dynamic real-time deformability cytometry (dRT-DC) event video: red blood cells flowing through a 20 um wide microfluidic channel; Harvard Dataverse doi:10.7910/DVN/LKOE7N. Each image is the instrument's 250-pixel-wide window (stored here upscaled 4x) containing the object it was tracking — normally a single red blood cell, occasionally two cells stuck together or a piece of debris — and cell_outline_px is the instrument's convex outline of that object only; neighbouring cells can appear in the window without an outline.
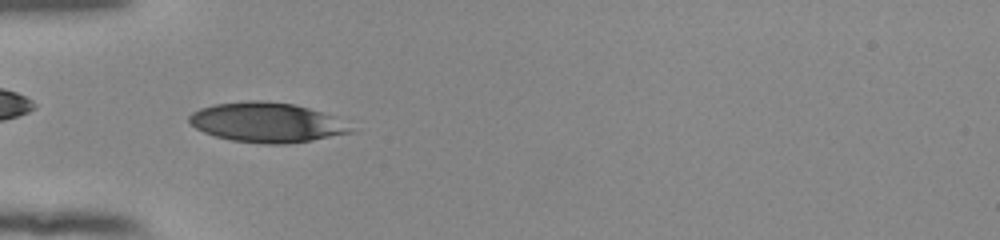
{"species": "human", "species_latin": "Homo sapiens", "temperature_condition": "room temperature", "stored_images_in_passage": 54, "camera_frame_rate_fps": 3000, "um_per_image_px": 0.085, "donor": {"sex": "female"}, "frame": {"image": 1, "passage_image": 18, "time_ms": 5.667, "image_size_px": [1000, 240], "cell_outline_px": [[356, 132], [312, 140], [284, 144], [264, 144], [232, 140], [216, 136], [204, 132], [196, 128], [188, 120], [188, 116], [192, 112], [200, 108], [216, 104], [248, 100], [260, 100], [292, 104], [308, 108], [332, 116], [352, 128]], "centroid_in_image_um": [22.65, 10.41], "position_along_channel_um": 62.4, "area_um2": 37.05}}
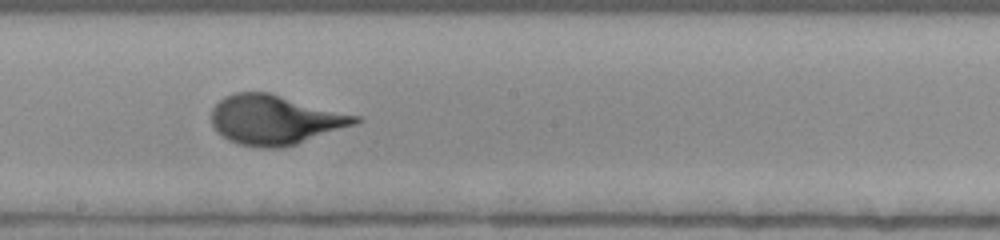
{"frame": {"image": 2, "passage_image": 31, "time_ms": 10.0, "image_size_px": [1000, 240], "cell_outline_px": [[364, 120], [356, 124], [296, 144], [280, 148], [260, 148], [240, 144], [228, 140], [216, 132], [212, 124], [212, 108], [224, 96], [232, 92], [268, 92], [360, 116]], "centroid_in_image_um": [23.36, 10.18], "position_along_channel_um": 224.8, "area_um2": 41.56}}
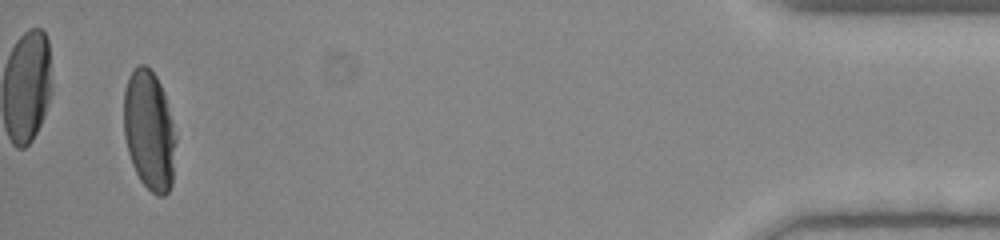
{"frame": {"image": 3, "passage_image": 52, "time_ms": 17.0, "image_size_px": [1000, 240], "cell_outline_px": [[176, 140], [172, 184], [168, 192], [164, 196], [156, 196], [140, 180], [132, 164], [128, 152], [124, 136], [124, 88], [128, 76], [140, 64], [144, 64], [156, 76], [164, 92], [172, 120], [176, 136]], "centroid_in_image_um": [12.69, 11.1], "position_along_channel_um": 422.5, "area_um2": 36.41}}